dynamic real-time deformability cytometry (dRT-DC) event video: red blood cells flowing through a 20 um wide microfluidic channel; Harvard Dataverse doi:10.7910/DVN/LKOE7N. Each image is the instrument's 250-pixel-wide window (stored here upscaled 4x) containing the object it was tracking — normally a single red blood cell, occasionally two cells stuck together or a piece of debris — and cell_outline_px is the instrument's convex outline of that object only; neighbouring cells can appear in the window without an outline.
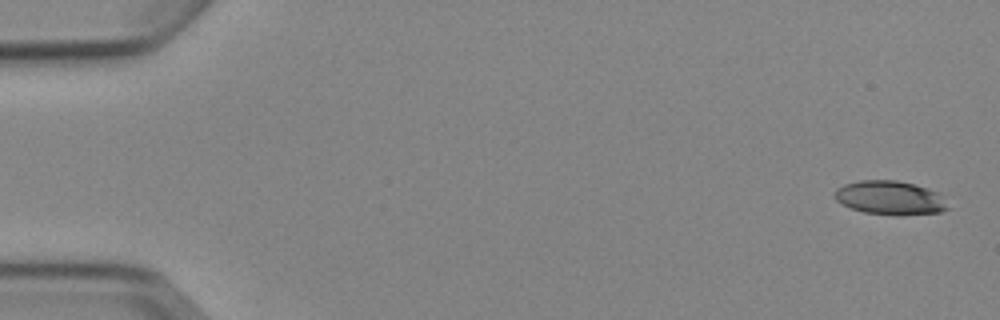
{"species": "Egyptian fruit bat (a non-hibernating species)", "species_latin": "Rousettus aegyptiacus", "temperature_condition": "cold", "stored_images_in_passage": 4, "camera_frame_rate_fps": 3000, "um_per_image_px": 0.085, "animal": {"sex": "female"}, "frame": {"image": 1, "passage_image": 1, "time_ms": 0.0, "image_size_px": [1000, 320], "cell_outline_px": [[948, 208], [940, 212], [900, 216], [896, 216], [864, 212], [852, 208], [836, 200], [832, 196], [832, 192], [836, 188], [844, 184], [860, 180], [896, 180], [928, 188], [936, 192]], "centroid_in_image_um": [75.57, 16.82], "position_along_channel_um": 9.4, "area_um2": 22.25}}
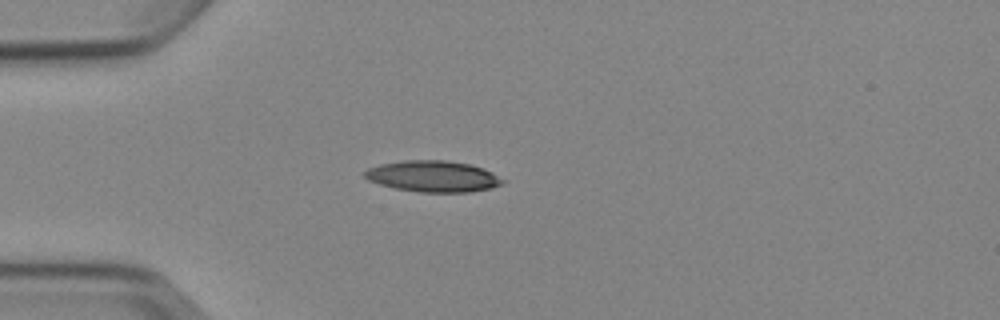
{"frame": {"image": 2, "passage_image": 4, "time_ms": 4.333, "image_size_px": [1000, 320], "cell_outline_px": [[508, 180], [504, 184], [492, 188], [468, 192], [420, 192], [396, 188], [380, 184], [368, 180], [364, 176], [364, 172], [368, 168], [380, 164], [404, 160], [444, 160], [468, 164], [492, 172]], "centroid_in_image_um": [36.84, 14.99], "position_along_channel_um": 48.2, "area_um2": 25.09}}